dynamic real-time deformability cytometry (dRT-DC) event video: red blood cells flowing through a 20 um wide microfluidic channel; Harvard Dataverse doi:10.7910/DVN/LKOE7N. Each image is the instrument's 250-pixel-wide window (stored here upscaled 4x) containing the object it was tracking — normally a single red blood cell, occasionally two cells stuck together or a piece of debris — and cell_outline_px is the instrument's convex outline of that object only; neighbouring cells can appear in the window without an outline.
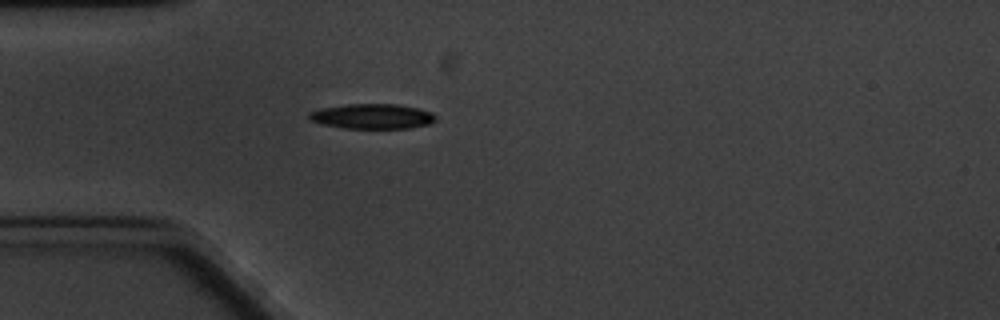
{"species": "common noctule bat (a hibernating species)", "species_latin": "Nyctalus noctula", "temperature_condition": "cold", "stored_images_in_passage": 2, "camera_frame_rate_fps": 3000, "um_per_image_px": 0.085, "animal": {"sex": "male", "body_mass_g": 20.1, "forearm_length_mm": 53.5}, "frame": {"image": 1, "passage_image": 2, "time_ms": 1.333, "image_size_px": [1000, 320], "cell_outline_px": [[436, 120], [428, 124], [408, 128], [344, 128], [324, 124], [308, 120], [308, 112], [320, 108], [348, 104], [396, 104], [416, 108], [432, 112], [436, 116]], "centroid_in_image_um": [31.61, 9.88], "position_along_channel_um": 53.4, "area_um2": 18.38}}